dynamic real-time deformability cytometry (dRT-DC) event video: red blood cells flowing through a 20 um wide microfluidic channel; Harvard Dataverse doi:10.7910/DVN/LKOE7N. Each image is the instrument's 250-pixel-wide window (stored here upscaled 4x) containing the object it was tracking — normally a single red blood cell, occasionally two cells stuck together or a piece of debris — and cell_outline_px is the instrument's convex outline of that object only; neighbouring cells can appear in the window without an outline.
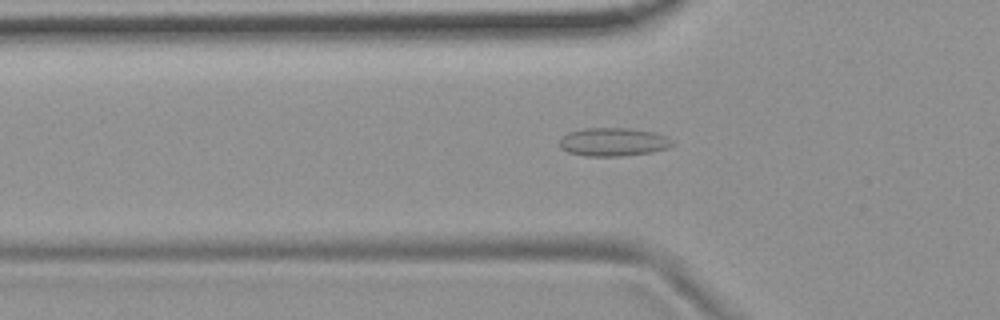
{"species": "common noctule bat (a hibernating species)", "species_latin": "Nyctalus noctula", "temperature_condition": "room temperature", "stored_images_in_passage": 54, "camera_frame_rate_fps": 3000, "um_per_image_px": 0.085, "animal": {"sex": "female", "body_mass_g": 19.9}, "frame": {"image": 1, "passage_image": 18, "time_ms": 5.667, "image_size_px": [1000, 320], "cell_outline_px": [[676, 144], [668, 148], [652, 152], [620, 156], [584, 156], [568, 152], [560, 148], [560, 140], [568, 132], [584, 128], [628, 128], [652, 132], [664, 136], [672, 140]], "centroid_in_image_um": [52.12, 12.07], "position_along_channel_um": 73.7, "area_um2": 18.61}}
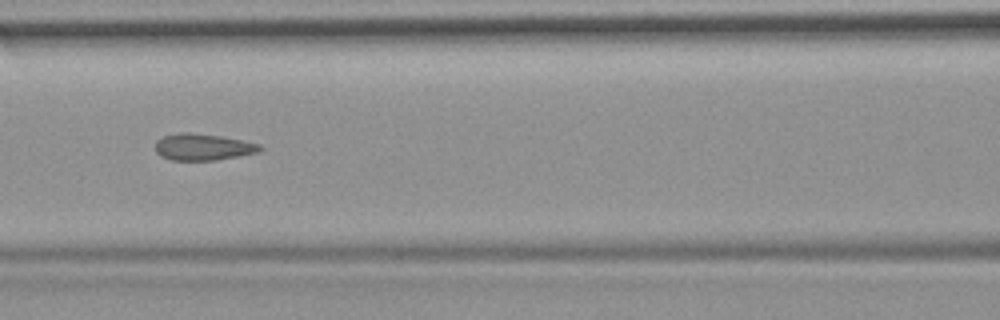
{"frame": {"image": 2, "passage_image": 24, "time_ms": 7.667, "image_size_px": [1000, 320], "cell_outline_px": [[264, 148], [260, 152], [216, 160], [172, 160], [160, 156], [156, 152], [156, 140], [164, 136], [180, 132], [188, 132], [220, 136], [260, 144]], "centroid_in_image_um": [17.25, 12.5], "position_along_channel_um": 149.3, "area_um2": 16.18}}
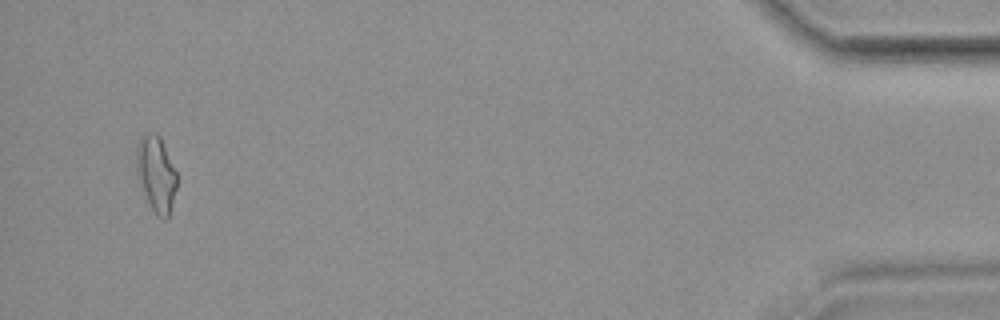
{"frame": {"image": 3, "passage_image": 52, "time_ms": 17.0, "image_size_px": [1000, 320], "cell_outline_px": [[176, 188], [172, 204], [168, 216], [164, 220], [156, 216], [144, 192], [136, 168], [136, 148], [140, 136], [148, 132], [156, 132], [160, 136], [176, 172]], "centroid_in_image_um": [13.27, 14.74], "position_along_channel_um": 421.9, "area_um2": 17.57}, "authors_computed_cell_mechanics": {"area_um2": 16.5308, "velocity_mm_per_s": 3.7533, "shape_relaxation_time_tau1_ms": null, "shape_relaxation_time_tau2_ms": 1.8334, "deformation_change_tau1": null, "deformation_change_tau2": 0.0793}}